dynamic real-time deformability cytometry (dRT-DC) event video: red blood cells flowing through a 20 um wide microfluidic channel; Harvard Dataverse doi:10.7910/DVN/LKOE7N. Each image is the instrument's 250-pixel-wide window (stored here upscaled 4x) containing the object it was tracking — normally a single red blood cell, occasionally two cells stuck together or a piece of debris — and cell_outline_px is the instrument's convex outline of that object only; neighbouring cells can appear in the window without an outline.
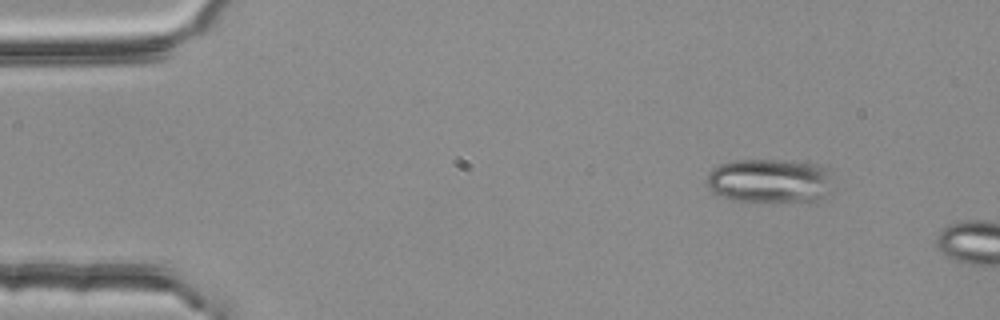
{"species": "common noctule bat (a hibernating species)", "species_latin": "Nyctalus noctula", "temperature_condition": "room temperature", "stored_images_in_passage": 11, "camera_frame_rate_fps": 3000, "um_per_image_px": 0.085, "animal": {"sex": "female", "body_mass_g": 25.1}, "frame": {"image": 1, "passage_image": 1, "time_ms": 0.0, "image_size_px": [1000, 320], "cell_outline_px": [[836, 188], [816, 200], [808, 204], [732, 200], [716, 196], [708, 188], [708, 172], [720, 164], [736, 160], [788, 160], [820, 164], [828, 168], [832, 172]], "centroid_in_image_um": [65.54, 15.4], "position_along_channel_um": 19.5, "area_um2": 34.04}}